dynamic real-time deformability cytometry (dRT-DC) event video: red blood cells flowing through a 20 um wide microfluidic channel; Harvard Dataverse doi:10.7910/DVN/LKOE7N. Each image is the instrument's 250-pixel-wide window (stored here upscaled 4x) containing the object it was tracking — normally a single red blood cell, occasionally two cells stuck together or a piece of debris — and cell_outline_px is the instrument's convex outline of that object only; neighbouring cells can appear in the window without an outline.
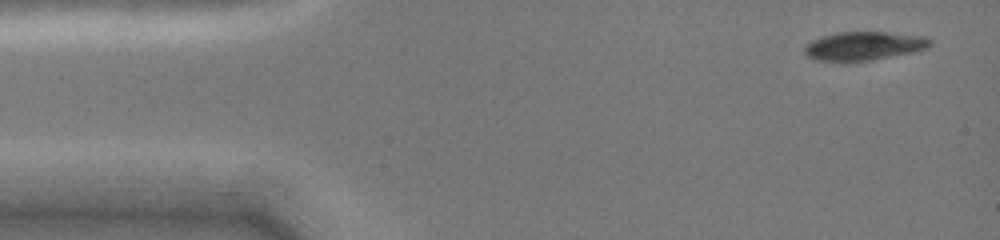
{"species": "common noctule bat (a hibernating species)", "species_latin": "Nyctalus noctula", "temperature_condition": "cold", "stored_images_in_passage": 32, "camera_frame_rate_fps": 3000, "um_per_image_px": 0.085, "animal": {"sex": "female", "body_mass_g": 19.0, "forearm_length_mm": 51.5}, "frame": {"image": 1, "passage_image": 1, "time_ms": 0.0, "image_size_px": [1000, 240], "cell_outline_px": [[932, 44], [928, 48], [912, 52], [872, 60], [848, 64], [816, 60], [808, 56], [804, 52], [804, 48], [812, 40], [824, 36], [840, 32], [884, 32], [928, 36], [932, 40]], "centroid_in_image_um": [73.44, 3.94], "position_along_channel_um": 11.6, "area_um2": 21.44}}
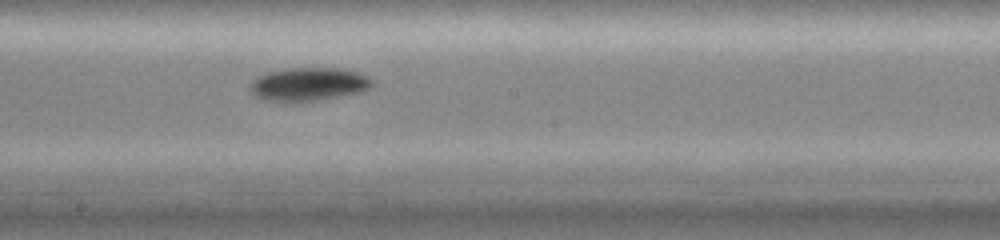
{"frame": {"image": 2, "passage_image": 18, "time_ms": 7.667, "image_size_px": [1000, 240], "cell_outline_px": [[372, 84], [368, 88], [360, 92], [316, 100], [268, 100], [256, 96], [248, 88], [252, 80], [256, 76], [268, 72], [284, 68], [340, 68], [356, 72], [368, 76], [372, 80]], "centroid_in_image_um": [26.2, 7.12], "position_along_channel_um": 222.0, "area_um2": 23.24}}
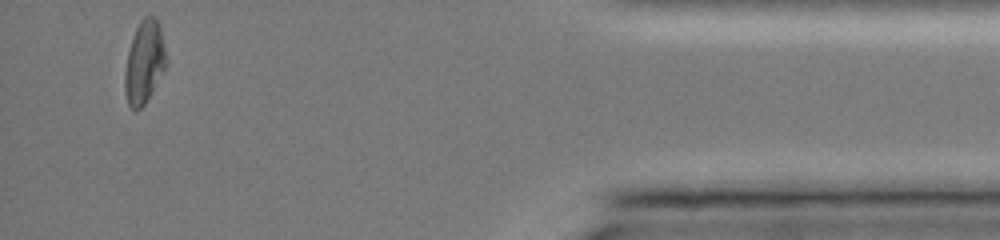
{"frame": {"image": 3, "passage_image": 32, "time_ms": 14.0, "image_size_px": [1000, 240], "cell_outline_px": [[168, 64], [152, 92], [144, 104], [136, 112], [128, 104], [124, 92], [124, 72], [128, 52], [132, 36], [140, 20], [144, 16], [152, 16], [156, 20], [160, 28]], "centroid_in_image_um": [12.25, 5.31], "position_along_channel_um": 422.9, "area_um2": 20.0}, "authors_computed_cell_mechanics": {"area_um2": 22.0507, "velocity_mm_per_s": 4.0096, "shape_relaxation_time_tau1_ms": 3.8041, "shape_relaxation_time_tau2_ms": null, "deformation_change_tau1": 0.1304, "deformation_change_tau2": null}}